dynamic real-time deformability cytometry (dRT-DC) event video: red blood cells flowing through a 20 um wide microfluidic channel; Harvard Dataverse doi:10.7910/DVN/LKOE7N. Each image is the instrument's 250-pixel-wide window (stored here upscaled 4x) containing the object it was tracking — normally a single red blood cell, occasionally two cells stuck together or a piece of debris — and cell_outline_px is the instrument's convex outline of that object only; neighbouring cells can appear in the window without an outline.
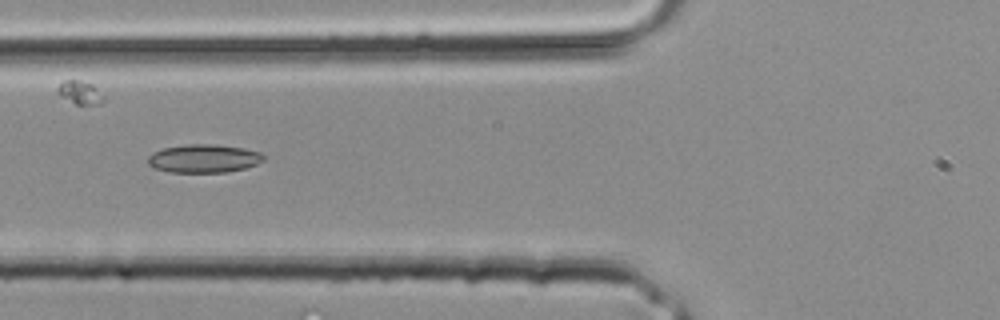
{"species": "common noctule bat (a hibernating species)", "species_latin": "Nyctalus noctula", "temperature_condition": "room temperature", "stored_images_in_passage": 21, "camera_frame_rate_fps": 3000, "um_per_image_px": 0.085, "animal": {"sex": "male", "body_mass_g": 20.4}, "frame": {"image": 1, "passage_image": 4, "time_ms": 1.0, "image_size_px": [1000, 320], "cell_outline_px": [[264, 160], [256, 164], [244, 168], [228, 172], [168, 172], [156, 168], [148, 164], [148, 156], [152, 152], [164, 148], [184, 144], [216, 144], [244, 148], [260, 152], [264, 156]], "centroid_in_image_um": [17.32, 13.46], "position_along_channel_um": 108.5, "area_um2": 19.13}}
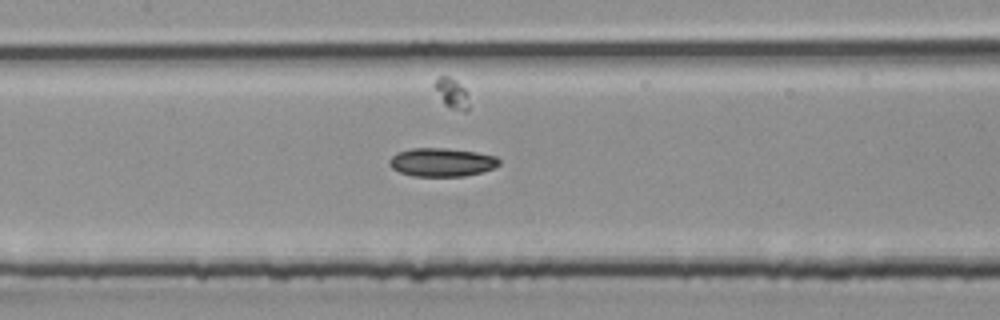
{"frame": {"image": 2, "passage_image": 7, "time_ms": 2.0, "image_size_px": [1000, 320], "cell_outline_px": [[500, 164], [492, 168], [480, 172], [464, 176], [412, 176], [400, 172], [392, 168], [388, 164], [388, 160], [396, 152], [412, 148], [448, 148], [476, 152], [496, 156], [500, 160]], "centroid_in_image_um": [37.52, 13.78], "position_along_channel_um": 169.9, "area_um2": 18.26}}